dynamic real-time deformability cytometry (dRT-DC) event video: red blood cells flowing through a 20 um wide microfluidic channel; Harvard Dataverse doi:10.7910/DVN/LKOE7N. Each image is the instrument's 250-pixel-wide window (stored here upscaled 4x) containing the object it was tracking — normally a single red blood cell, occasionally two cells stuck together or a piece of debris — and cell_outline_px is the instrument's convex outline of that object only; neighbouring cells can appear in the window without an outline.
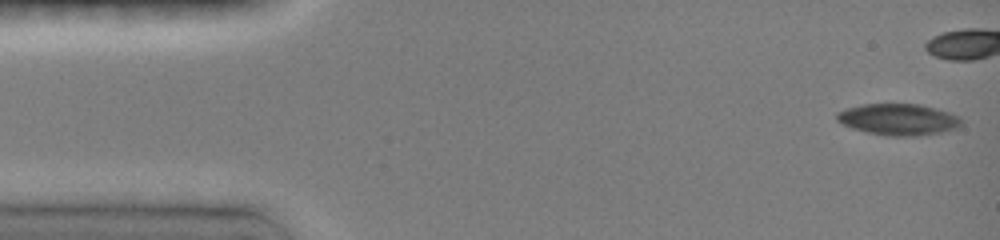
{"species": "common noctule bat (a hibernating species)", "species_latin": "Nyctalus noctula", "temperature_condition": "room temperature", "stored_images_in_passage": 44, "camera_frame_rate_fps": 3000, "um_per_image_px": 0.085, "animal": {"sex": "female", "body_mass_g": 19.0, "forearm_length_mm": 51.5}, "frame": {"image": 1, "passage_image": 1, "time_ms": 0.0, "image_size_px": [1000, 240], "cell_outline_px": [[960, 124], [952, 128], [936, 132], [916, 136], [892, 136], [868, 132], [852, 128], [836, 120], [836, 112], [848, 108], [864, 104], [920, 104], [936, 108], [960, 116]], "centroid_in_image_um": [76.31, 10.13], "position_along_channel_um": 8.7, "area_um2": 22.31}}
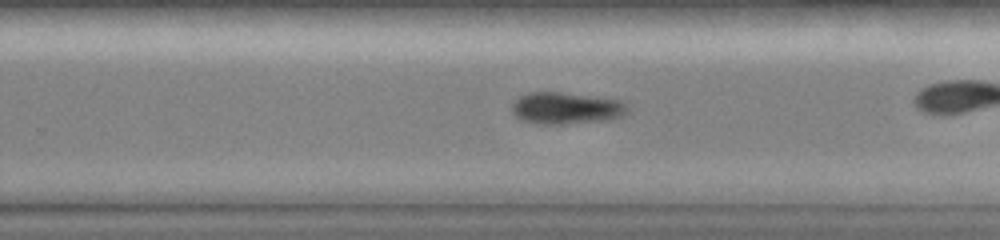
{"frame": {"image": 2, "passage_image": 30, "time_ms": 9.667, "image_size_px": [1000, 240], "cell_outline_px": [[628, 112], [620, 116], [608, 120], [560, 124], [536, 124], [520, 120], [512, 112], [512, 104], [520, 96], [528, 92], [560, 92], [620, 100], [628, 104]], "centroid_in_image_um": [48.11, 9.2], "position_along_channel_um": 281.7, "area_um2": 21.44}}
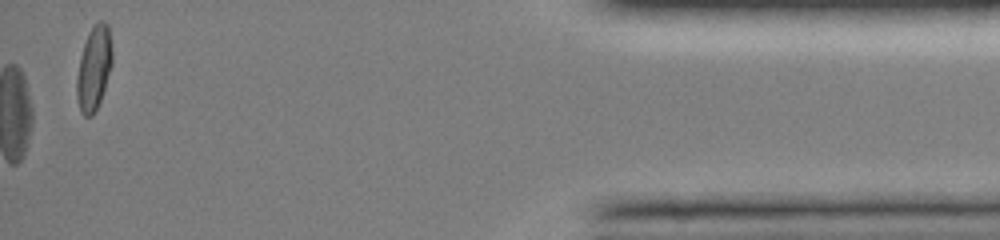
{"frame": {"image": 3, "passage_image": 43, "time_ms": 15.667, "image_size_px": [1000, 240], "cell_outline_px": [[112, 64], [100, 100], [92, 116], [84, 116], [80, 112], [76, 96], [76, 80], [80, 56], [88, 32], [100, 20], [104, 20], [108, 24], [112, 48]], "centroid_in_image_um": [7.97, 5.79], "position_along_channel_um": 427.2, "area_um2": 17.34}, "authors_computed_cell_mechanics": {"area_um2": 22.3686, "velocity_mm_per_s": 4.0112, "shape_relaxation_time_tau1_ms": 0.9962, "shape_relaxation_time_tau2_ms": null, "deformation_change_tau1": 0.0819, "deformation_change_tau2": null}}